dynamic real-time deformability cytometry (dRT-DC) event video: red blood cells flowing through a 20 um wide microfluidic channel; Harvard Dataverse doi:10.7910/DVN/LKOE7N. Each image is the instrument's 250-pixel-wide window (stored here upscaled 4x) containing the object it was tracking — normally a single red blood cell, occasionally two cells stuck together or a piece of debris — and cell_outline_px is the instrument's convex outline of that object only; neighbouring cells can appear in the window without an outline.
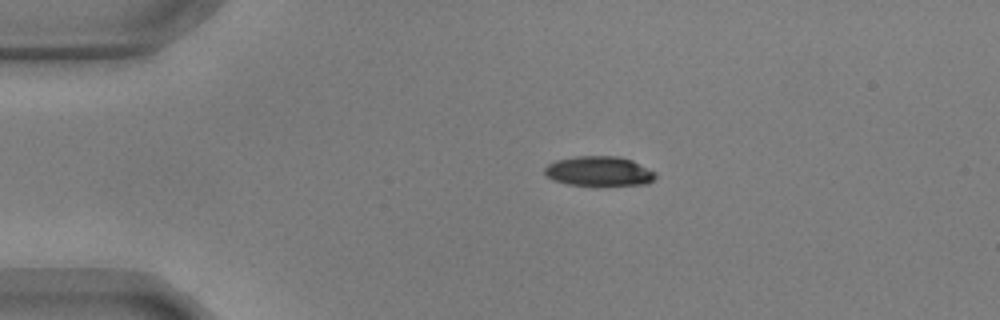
{"species": "common noctule bat (a hibernating species)", "species_latin": "Nyctalus noctula", "temperature_condition": "warm", "stored_images_in_passage": 45, "camera_frame_rate_fps": 3000, "um_per_image_px": 0.085, "animal": {"sex": "male", "body_mass_g": 17.9, "forearm_length_mm": 54.2}, "frame": {"image": 1, "passage_image": 1, "time_ms": 0.0, "image_size_px": [1000, 320], "cell_outline_px": [[656, 176], [648, 184], [568, 184], [552, 180], [544, 172], [544, 168], [548, 164], [556, 160], [576, 156], [616, 156], [632, 160], [656, 172]], "centroid_in_image_um": [50.9, 14.53], "position_along_channel_um": 34.1, "area_um2": 18.84}}
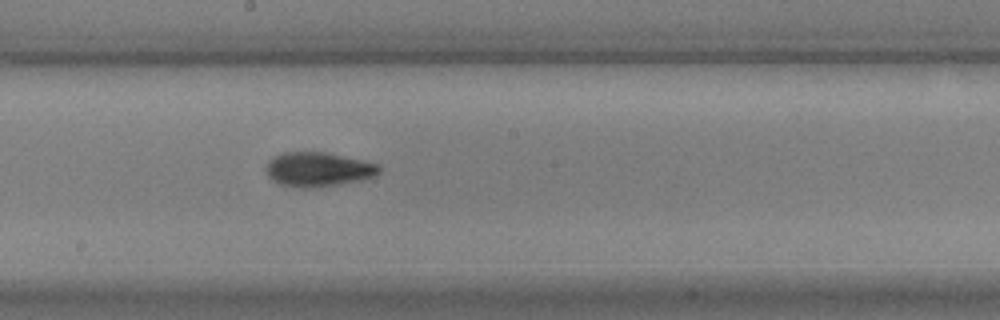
{"frame": {"image": 2, "passage_image": 20, "time_ms": 6.333, "image_size_px": [1000, 320], "cell_outline_px": [[380, 172], [376, 176], [360, 180], [340, 184], [312, 188], [304, 188], [280, 184], [272, 180], [268, 176], [264, 168], [268, 160], [272, 156], [284, 152], [324, 152], [380, 164]], "centroid_in_image_um": [27.01, 14.4], "position_along_channel_um": 221.2, "area_um2": 22.77}}
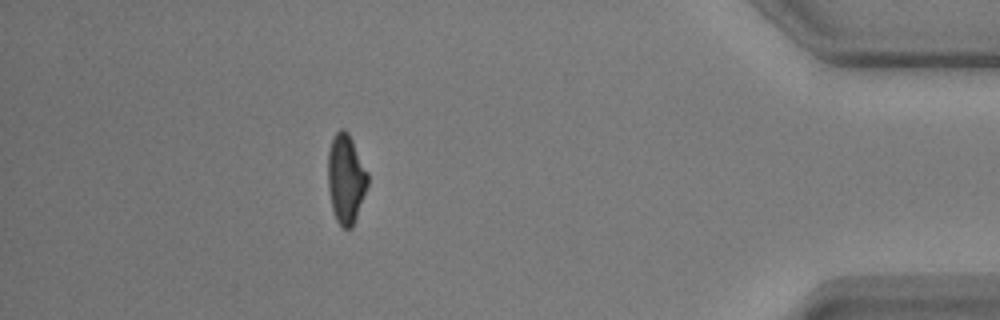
{"frame": {"image": 3, "passage_image": 39, "time_ms": 12.667, "image_size_px": [1000, 320], "cell_outline_px": [[368, 184], [352, 228], [344, 228], [336, 220], [332, 208], [328, 188], [328, 152], [332, 136], [340, 128], [344, 128], [348, 132], [368, 172]], "centroid_in_image_um": [29.39, 15.16], "position_along_channel_um": 405.8, "area_um2": 20.63}, "authors_computed_cell_mechanics": {"area_um2": 21.2704, "velocity_mm_per_s": 3.6376, "shape_relaxation_time_tau1_ms": 4.6663, "shape_relaxation_time_tau2_ms": 2.4056, "deformation_change_tau1": 0.1812, "deformation_change_tau2": 0.09}}